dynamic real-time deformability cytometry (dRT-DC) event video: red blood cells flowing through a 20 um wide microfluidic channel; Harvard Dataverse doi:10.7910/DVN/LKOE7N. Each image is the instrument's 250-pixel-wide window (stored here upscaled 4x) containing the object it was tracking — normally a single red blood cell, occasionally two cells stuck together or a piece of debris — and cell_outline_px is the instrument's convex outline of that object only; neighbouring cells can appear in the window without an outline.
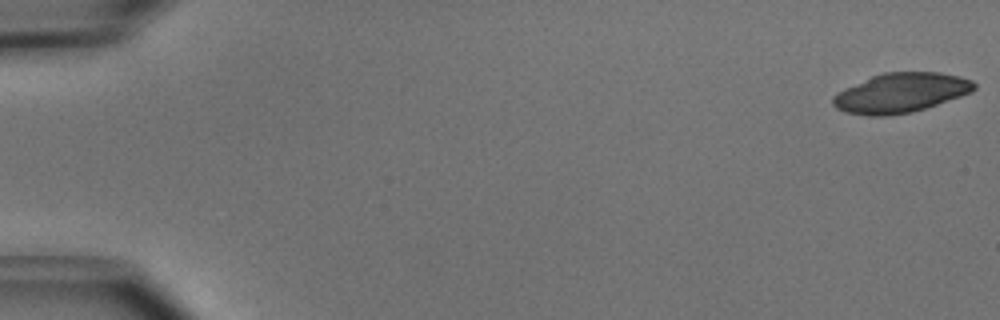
{"species": "common noctule bat (a hibernating species)", "species_latin": "Nyctalus noctula", "temperature_condition": "cold", "stored_images_in_passage": 50, "camera_frame_rate_fps": 3000, "um_per_image_px": 0.085, "animal": {"sex": "male", "body_mass_g": 15.6}, "frame": {"image": 1, "passage_image": 1, "time_ms": 0.0, "image_size_px": [1000, 320], "cell_outline_px": [[976, 88], [972, 92], [912, 112], [884, 116], [868, 116], [844, 112], [836, 108], [832, 104], [832, 96], [844, 88], [872, 76], [884, 72], [940, 72], [960, 76], [972, 80], [976, 84]], "centroid_in_image_um": [76.54, 7.89], "position_along_channel_um": 8.5, "area_um2": 32.54}}